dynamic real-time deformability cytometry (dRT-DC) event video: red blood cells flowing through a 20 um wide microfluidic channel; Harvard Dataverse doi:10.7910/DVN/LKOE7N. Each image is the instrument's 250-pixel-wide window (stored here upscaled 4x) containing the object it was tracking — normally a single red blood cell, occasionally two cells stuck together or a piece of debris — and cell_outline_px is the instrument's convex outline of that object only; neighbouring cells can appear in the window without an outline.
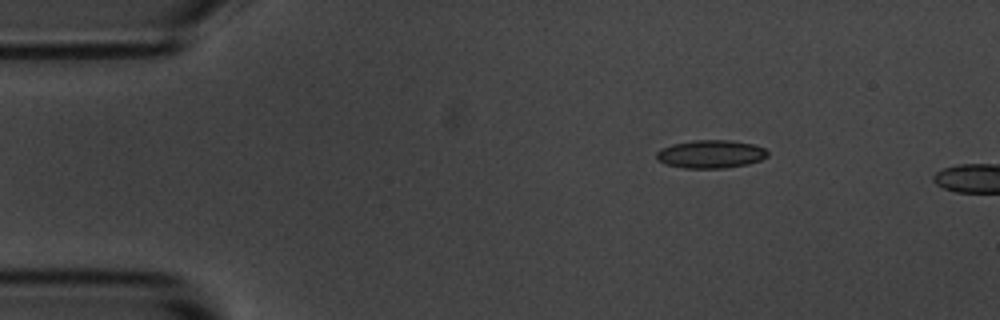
{"species": "common noctule bat (a hibernating species)", "species_latin": "Nyctalus noctula", "temperature_condition": "room temperature", "stored_images_in_passage": 3, "camera_frame_rate_fps": 3000, "um_per_image_px": 0.085, "animal": {"sex": "male", "body_mass_g": 20.1, "forearm_length_mm": 53.5}, "frame": {"image": 1, "passage_image": 1, "time_ms": 0.0, "image_size_px": [1000, 320], "cell_outline_px": [[768, 156], [760, 160], [748, 164], [724, 168], [684, 168], [664, 164], [656, 160], [656, 152], [660, 148], [672, 144], [696, 140], [728, 140], [752, 144], [764, 148], [768, 152]], "centroid_in_image_um": [60.37, 13.1], "position_along_channel_um": 24.6, "area_um2": 18.26}}